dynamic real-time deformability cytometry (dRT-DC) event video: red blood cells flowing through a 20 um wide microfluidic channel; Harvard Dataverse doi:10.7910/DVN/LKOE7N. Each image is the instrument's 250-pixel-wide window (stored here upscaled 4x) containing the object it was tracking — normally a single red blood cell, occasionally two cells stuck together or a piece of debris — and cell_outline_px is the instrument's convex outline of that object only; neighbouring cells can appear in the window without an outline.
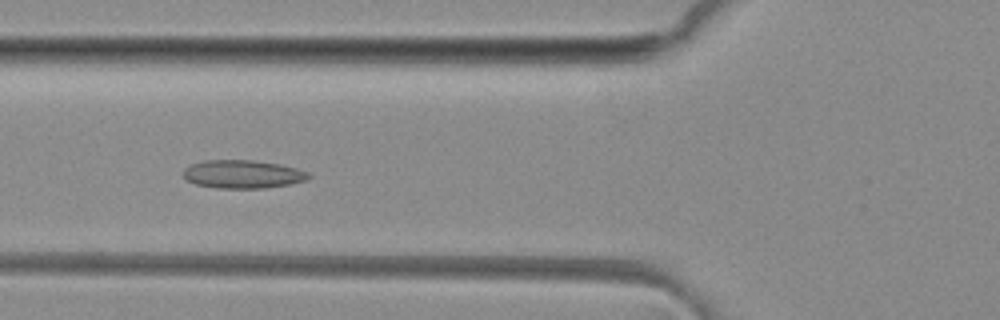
{"species": "common noctule bat (a hibernating species)", "species_latin": "Nyctalus noctula", "temperature_condition": "room temperature", "stored_images_in_passage": 49, "camera_frame_rate_fps": 3000, "um_per_image_px": 0.085, "animal": {"sex": "female", "body_mass_g": 29.2, "forearm_length_mm": 56.3}, "frame": {"image": 1, "passage_image": 18, "time_ms": 5.667, "image_size_px": [1000, 320], "cell_outline_px": [[312, 176], [308, 180], [288, 184], [264, 188], [216, 188], [196, 184], [188, 180], [184, 176], [184, 168], [188, 164], [204, 160], [252, 160], [280, 164], [296, 168], [308, 172]], "centroid_in_image_um": [20.63, 14.8], "position_along_channel_um": 105.2, "area_um2": 20.69}}
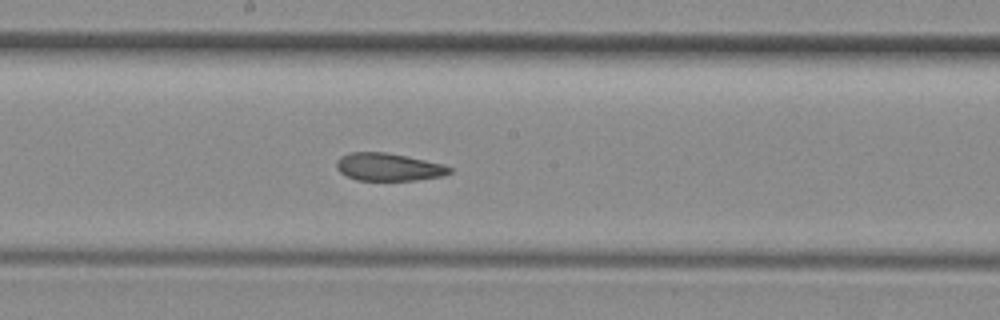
{"frame": {"image": 2, "passage_image": 26, "time_ms": 8.333, "image_size_px": [1000, 320], "cell_outline_px": [[452, 172], [444, 176], [416, 180], [356, 180], [340, 172], [336, 168], [336, 160], [340, 156], [352, 152], [384, 152], [408, 156], [444, 164], [452, 168]], "centroid_in_image_um": [33.04, 14.19], "position_along_channel_um": 215.2, "area_um2": 18.38}}
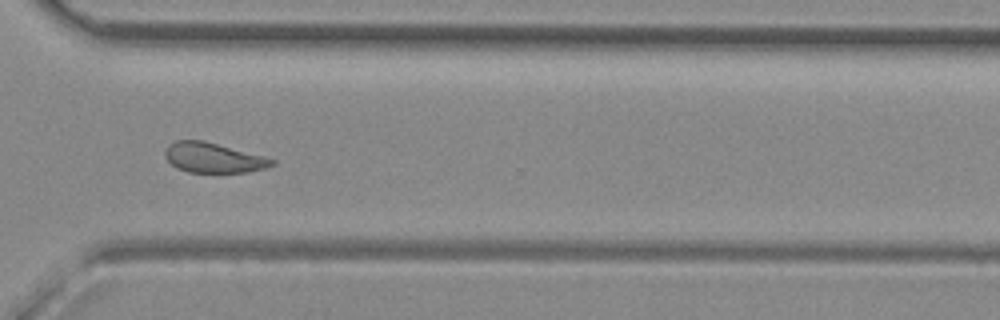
{"frame": {"image": 3, "passage_image": 36, "time_ms": 11.667, "image_size_px": [1000, 320], "cell_outline_px": [[276, 164], [264, 168], [248, 172], [188, 172], [176, 168], [164, 156], [164, 152], [168, 144], [176, 140], [204, 140], [264, 156], [276, 160]], "centroid_in_image_um": [18.12, 13.4], "position_along_channel_um": 352.5, "area_um2": 18.73}, "authors_computed_cell_mechanics": {"area_um2": 19.7676, "velocity_mm_per_s": 4.1192, "shape_relaxation_time_tau1_ms": null, "shape_relaxation_time_tau2_ms": 3.902, "deformation_change_tau1": null, "deformation_change_tau2": 0.1089}}